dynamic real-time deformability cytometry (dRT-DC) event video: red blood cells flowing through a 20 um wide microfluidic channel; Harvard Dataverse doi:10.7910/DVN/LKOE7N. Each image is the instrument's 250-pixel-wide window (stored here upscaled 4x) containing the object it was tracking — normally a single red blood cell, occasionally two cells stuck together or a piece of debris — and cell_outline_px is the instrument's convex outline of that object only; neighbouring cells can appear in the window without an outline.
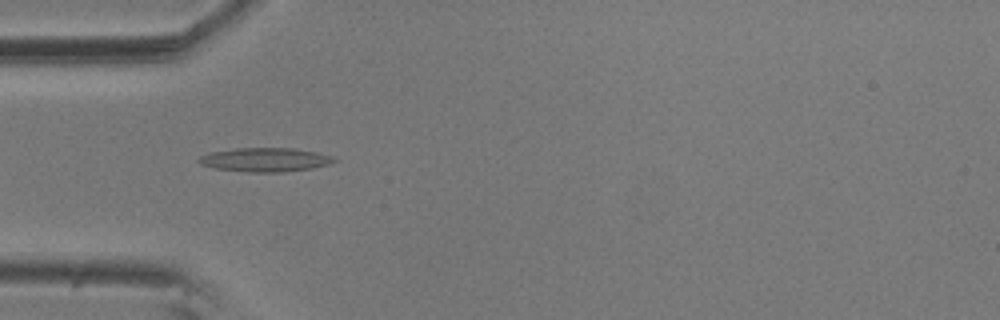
{"species": "common noctule bat (a hibernating species)", "species_latin": "Nyctalus noctula", "temperature_condition": "room temperature", "stored_images_in_passage": 4, "camera_frame_rate_fps": 3000, "um_per_image_px": 0.085, "animal": {"sex": "male", "body_mass_g": 20.5, "forearm_length_mm": 52.5}, "frame": {"image": 1, "passage_image": 3, "time_ms": 0.667, "image_size_px": [1000, 320], "cell_outline_px": [[340, 160], [328, 164], [312, 168], [284, 172], [248, 172], [216, 168], [200, 164], [196, 160], [200, 156], [212, 152], [236, 148], [296, 148], [316, 152], [332, 156]], "centroid_in_image_um": [22.56, 13.57], "position_along_channel_um": 62.4, "area_um2": 18.84}}
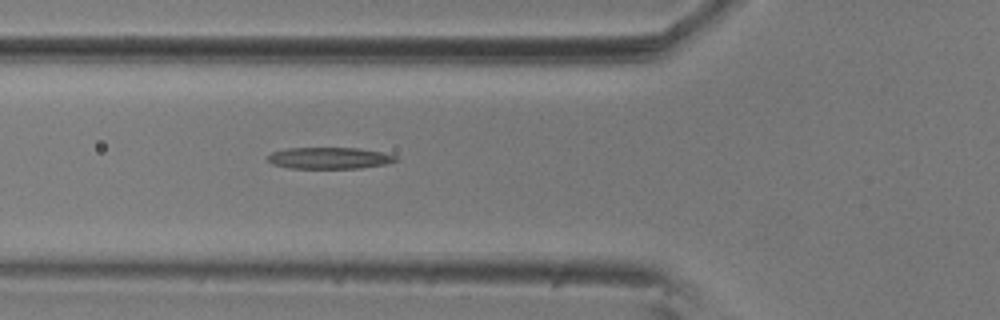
{"frame": {"image": 2, "passage_image": 4, "time_ms": 1.0, "image_size_px": [1000, 320], "cell_outline_px": [[400, 160], [384, 164], [360, 168], [288, 168], [272, 164], [268, 160], [268, 156], [272, 152], [288, 148], [360, 148], [380, 152], [396, 156]], "centroid_in_image_um": [27.99, 13.43], "position_along_channel_um": 97.8, "area_um2": 15.95}}